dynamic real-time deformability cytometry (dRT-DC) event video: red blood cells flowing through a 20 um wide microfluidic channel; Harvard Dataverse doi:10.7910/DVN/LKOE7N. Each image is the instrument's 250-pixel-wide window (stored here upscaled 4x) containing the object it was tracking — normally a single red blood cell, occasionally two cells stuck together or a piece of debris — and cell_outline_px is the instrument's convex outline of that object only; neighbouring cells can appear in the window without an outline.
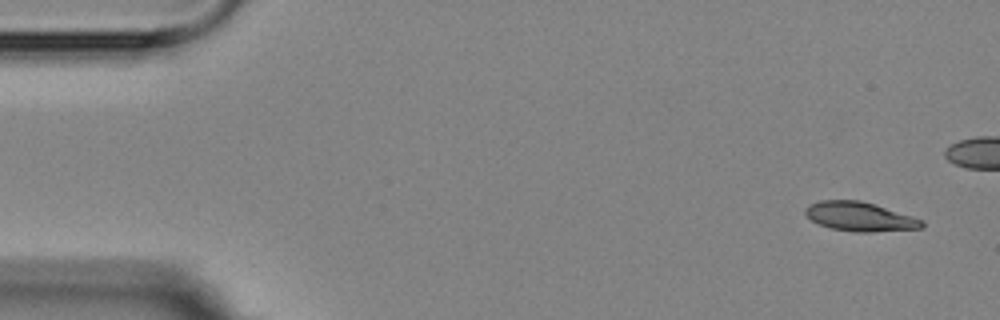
{"species": "Egyptian fruit bat (a non-hibernating species)", "species_latin": "Rousettus aegyptiacus", "temperature_condition": "room temperature", "stored_images_in_passage": 5, "camera_frame_rate_fps": 3000, "um_per_image_px": 0.085, "animal": {"sex": "female"}, "frame": {"image": 1, "passage_image": 1, "time_ms": 0.0, "image_size_px": [1000, 320], "cell_outline_px": [[924, 224], [920, 228], [872, 232], [856, 232], [832, 228], [820, 224], [812, 220], [804, 212], [804, 208], [808, 204], [820, 200], [860, 200], [912, 216], [924, 220]], "centroid_in_image_um": [73.06, 18.4], "position_along_channel_um": 11.9, "area_um2": 19.59}}